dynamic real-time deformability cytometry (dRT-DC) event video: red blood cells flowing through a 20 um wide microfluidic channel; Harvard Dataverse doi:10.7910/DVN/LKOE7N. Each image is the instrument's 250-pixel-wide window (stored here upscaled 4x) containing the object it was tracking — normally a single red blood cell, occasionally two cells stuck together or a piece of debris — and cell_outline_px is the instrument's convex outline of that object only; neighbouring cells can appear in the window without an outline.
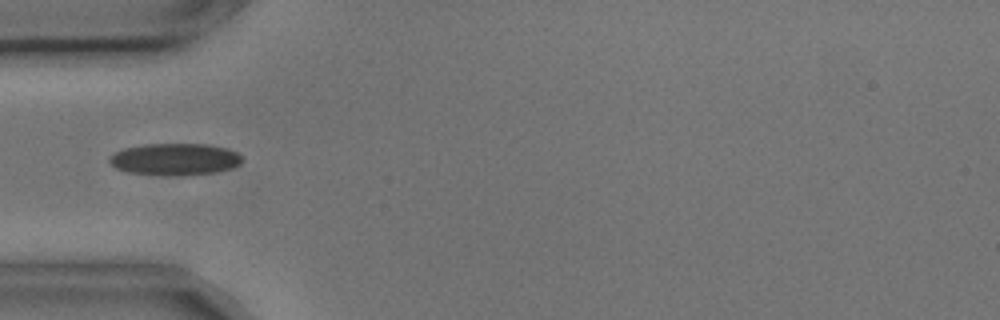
{"species": "common noctule bat (a hibernating species)", "species_latin": "Nyctalus noctula", "temperature_condition": "cold", "stored_images_in_passage": 6, "camera_frame_rate_fps": 3000, "um_per_image_px": 0.085, "animal": {"sex": "male", "body_mass_g": 17.9, "forearm_length_mm": 54.2}, "frame": {"image": 1, "passage_image": 5, "time_ms": 1.333, "image_size_px": [1000, 320], "cell_outline_px": [[244, 160], [240, 164], [232, 168], [216, 172], [176, 176], [128, 172], [116, 168], [108, 160], [108, 156], [124, 148], [144, 144], [208, 144], [228, 148], [236, 152]], "centroid_in_image_um": [14.88, 13.53], "position_along_channel_um": 70.1, "area_um2": 24.74}}